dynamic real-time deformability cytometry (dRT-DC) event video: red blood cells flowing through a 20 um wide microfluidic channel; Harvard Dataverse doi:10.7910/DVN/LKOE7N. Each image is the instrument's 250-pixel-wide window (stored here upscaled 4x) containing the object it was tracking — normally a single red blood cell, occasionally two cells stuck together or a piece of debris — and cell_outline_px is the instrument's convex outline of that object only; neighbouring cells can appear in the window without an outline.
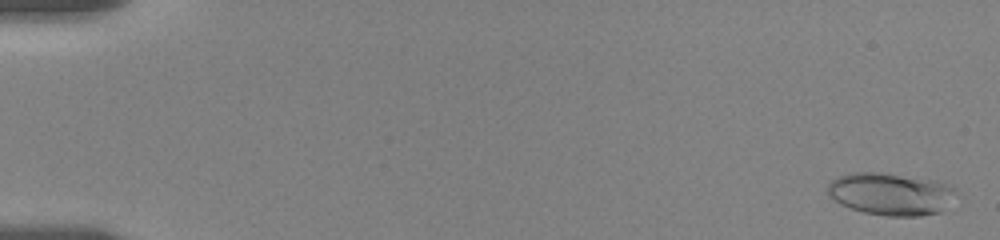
{"species": "human", "species_latin": "Homo sapiens", "temperature_condition": "room temperature", "stored_images_in_passage": 58, "camera_frame_rate_fps": 3000, "um_per_image_px": 0.085, "donor": {"sex": "female"}, "frame": {"image": 1, "passage_image": 2, "time_ms": 0.333, "image_size_px": [1000, 240], "cell_outline_px": [[960, 192], [940, 212], [920, 216], [888, 216], [864, 212], [840, 204], [828, 196], [828, 184], [832, 180], [840, 176], [852, 172], [888, 172], [936, 180], [948, 184], [956, 188]], "centroid_in_image_um": [75.76, 16.47], "position_along_channel_um": 9.2, "area_um2": 32.14}}
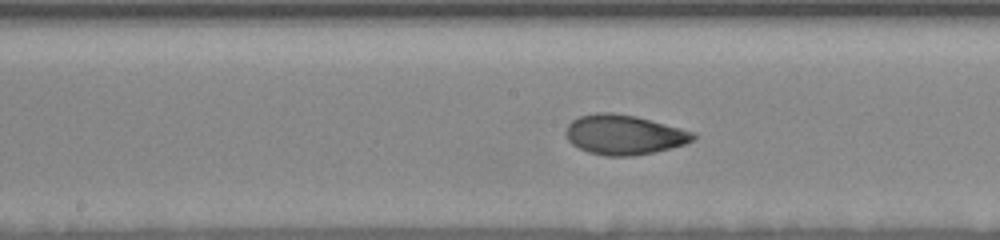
{"frame": {"image": 2, "passage_image": 31, "time_ms": 10.0, "image_size_px": [1000, 240], "cell_outline_px": [[696, 140], [672, 148], [656, 152], [632, 156], [604, 156], [588, 152], [572, 144], [568, 140], [564, 132], [568, 124], [572, 120], [580, 116], [596, 112], [612, 112], [636, 116], [696, 132]], "centroid_in_image_um": [53.06, 11.45], "position_along_channel_um": 195.1, "area_um2": 29.82}}
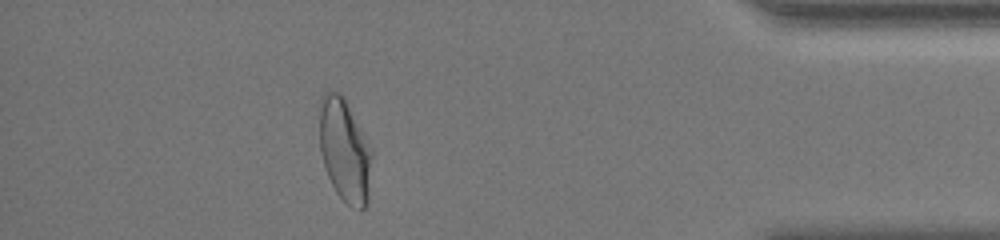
{"frame": {"image": 3, "passage_image": 52, "time_ms": 17.0, "image_size_px": [1000, 240], "cell_outline_px": [[372, 156], [368, 204], [360, 212], [352, 208], [336, 192], [328, 176], [320, 152], [320, 96], [324, 92], [340, 92], [344, 96], [372, 148]], "centroid_in_image_um": [29.32, 12.79], "position_along_channel_um": 405.9, "area_um2": 31.85}, "authors_computed_cell_mechanics": {"area_um2": 29.4491, "velocity_mm_per_s": 3.5472, "shape_relaxation_time_tau1_ms": 5.1355, "shape_relaxation_time_tau2_ms": 1.0999, "deformation_change_tau1": 0.1687, "deformation_change_tau2": 0.0573}}